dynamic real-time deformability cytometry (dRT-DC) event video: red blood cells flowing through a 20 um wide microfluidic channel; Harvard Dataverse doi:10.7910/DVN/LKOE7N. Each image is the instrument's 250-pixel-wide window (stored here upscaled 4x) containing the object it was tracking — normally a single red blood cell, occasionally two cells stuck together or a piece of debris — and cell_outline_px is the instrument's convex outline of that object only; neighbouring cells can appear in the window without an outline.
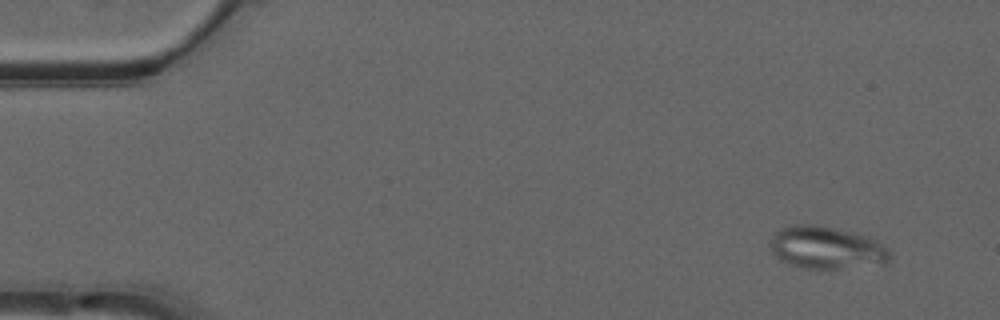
{"species": "common noctule bat (a hibernating species)", "species_latin": "Nyctalus noctula", "temperature_condition": "warm", "stored_images_in_passage": 26, "camera_frame_rate_fps": 3000, "um_per_image_px": 0.085, "animal": {"sex": "male", "forearm_length_mm": 52.5}, "frame": {"image": 1, "passage_image": 4, "time_ms": 1.0, "image_size_px": [1000, 320], "cell_outline_px": [[892, 256], [888, 264], [836, 268], [808, 268], [792, 264], [780, 260], [772, 252], [772, 236], [776, 232], [792, 224], [816, 224], [836, 228], [868, 236], [876, 240], [888, 248], [892, 252]], "centroid_in_image_um": [70.33, 21.04], "position_along_channel_um": 14.7, "area_um2": 29.54}}